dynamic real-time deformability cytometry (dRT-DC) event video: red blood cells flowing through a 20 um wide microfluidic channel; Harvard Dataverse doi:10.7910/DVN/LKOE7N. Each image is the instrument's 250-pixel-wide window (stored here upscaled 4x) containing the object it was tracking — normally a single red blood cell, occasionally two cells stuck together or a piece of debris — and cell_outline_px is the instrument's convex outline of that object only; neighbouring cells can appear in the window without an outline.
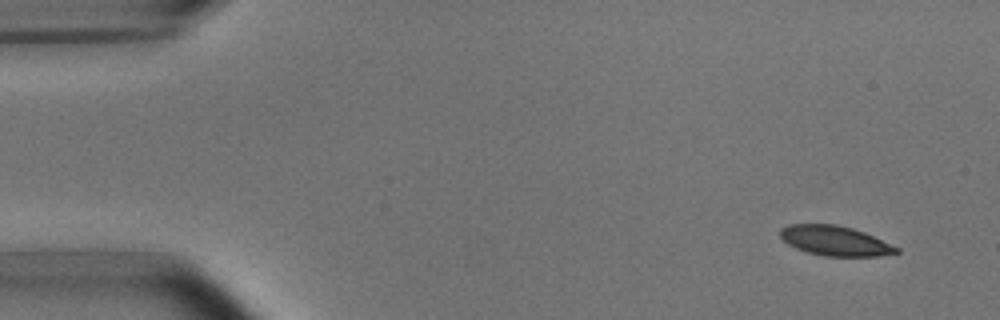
{"species": "common noctule bat (a hibernating species)", "species_latin": "Nyctalus noctula", "temperature_condition": "room temperature", "stored_images_in_passage": 6, "camera_frame_rate_fps": 3000, "um_per_image_px": 0.085, "animal": {"sex": "male", "body_mass_g": 15.6}, "frame": {"image": 1, "passage_image": 1, "time_ms": 0.0, "image_size_px": [1000, 320], "cell_outline_px": [[900, 252], [880, 256], [824, 256], [808, 252], [796, 248], [788, 244], [780, 236], [780, 228], [788, 224], [836, 224], [852, 228], [864, 232], [900, 248]], "centroid_in_image_um": [70.97, 20.46], "position_along_channel_um": 14.0, "area_um2": 20.17}}
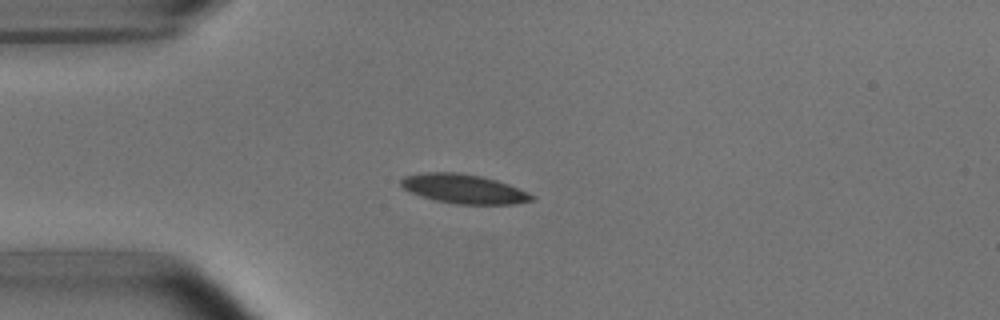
{"frame": {"image": 2, "passage_image": 3, "time_ms": 3.333, "image_size_px": [1000, 320], "cell_outline_px": [[536, 200], [512, 204], [452, 204], [420, 196], [404, 188], [400, 184], [400, 180], [404, 176], [424, 172], [456, 172], [480, 176], [496, 180], [508, 184], [528, 192], [536, 196]], "centroid_in_image_um": [39.44, 16.06], "position_along_channel_um": 45.6, "area_um2": 22.31}}
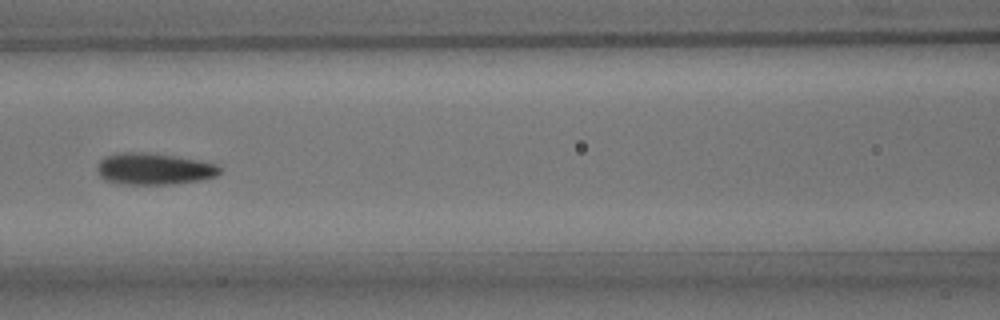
{"frame": {"image": 3, "passage_image": 6, "time_ms": 6.667, "image_size_px": [1000, 320], "cell_outline_px": [[220, 172], [216, 176], [200, 180], [172, 184], [120, 184], [104, 180], [100, 176], [96, 168], [100, 160], [108, 156], [124, 152], [140, 152], [176, 156], [216, 164], [220, 168]], "centroid_in_image_um": [13.06, 14.37], "position_along_channel_um": 153.5, "area_um2": 22.37}}